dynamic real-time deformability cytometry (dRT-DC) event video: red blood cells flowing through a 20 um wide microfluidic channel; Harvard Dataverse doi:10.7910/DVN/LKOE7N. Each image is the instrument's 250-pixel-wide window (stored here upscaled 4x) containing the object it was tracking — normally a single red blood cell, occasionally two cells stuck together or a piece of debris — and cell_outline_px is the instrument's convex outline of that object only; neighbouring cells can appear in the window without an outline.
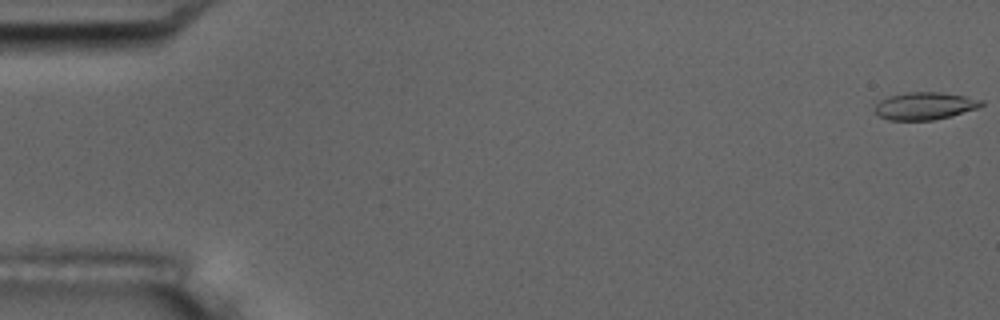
{"species": "common noctule bat (a hibernating species)", "species_latin": "Nyctalus noctula", "temperature_condition": "room temperature", "stored_images_in_passage": 17, "camera_frame_rate_fps": 3000, "um_per_image_px": 0.085, "animal": {"sex": "male", "body_mass_g": 17.5, "forearm_length_mm": 52.3}, "frame": {"image": 1, "passage_image": 1, "time_ms": 0.0, "image_size_px": [1000, 320], "cell_outline_px": [[984, 104], [976, 108], [952, 116], [932, 120], [888, 120], [880, 116], [876, 112], [876, 104], [880, 100], [888, 96], [904, 92], [940, 92], [964, 96], [984, 100]], "centroid_in_image_um": [78.61, 9.0], "position_along_channel_um": 6.4, "area_um2": 16.99}}
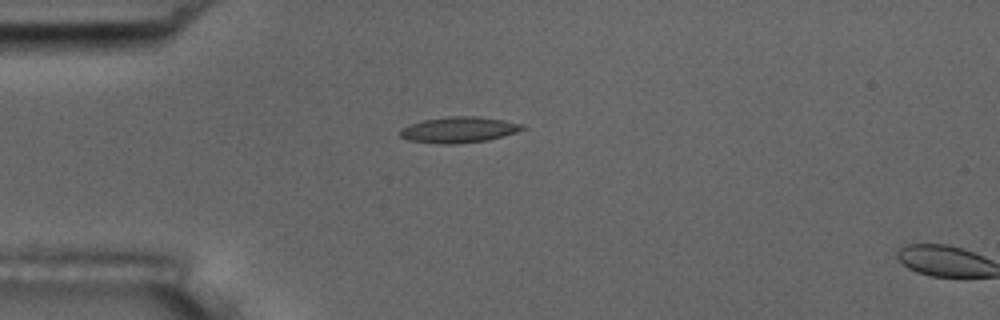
{"frame": {"image": 2, "passage_image": 15, "time_ms": 4.667, "image_size_px": [1000, 320], "cell_outline_px": [[528, 128], [516, 132], [488, 140], [456, 144], [440, 144], [408, 140], [400, 136], [400, 128], [424, 120], [448, 116], [476, 116], [504, 120], [524, 124]], "centroid_in_image_um": [39.03, 11.03], "position_along_channel_um": 46.0, "area_um2": 18.5}}